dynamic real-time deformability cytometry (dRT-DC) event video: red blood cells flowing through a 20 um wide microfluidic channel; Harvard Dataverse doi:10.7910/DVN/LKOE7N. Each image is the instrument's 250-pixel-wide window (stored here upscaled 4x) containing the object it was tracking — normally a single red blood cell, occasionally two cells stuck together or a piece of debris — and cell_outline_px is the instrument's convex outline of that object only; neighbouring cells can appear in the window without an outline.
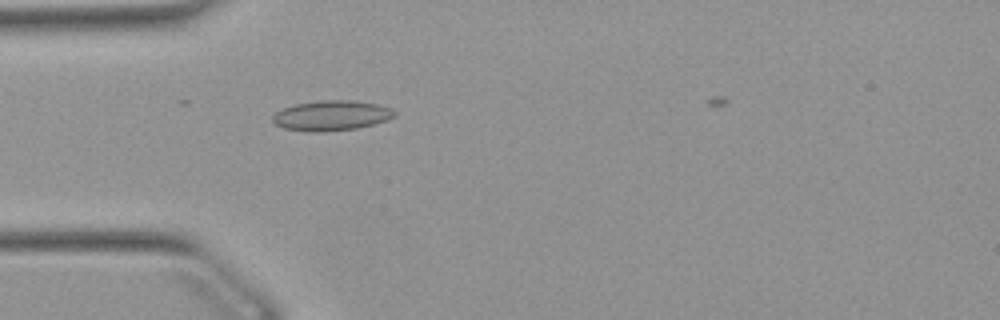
{"species": "Egyptian fruit bat (a non-hibernating species)", "species_latin": "Rousettus aegyptiacus", "temperature_condition": "warm", "stored_images_in_passage": 40, "camera_frame_rate_fps": 3000, "um_per_image_px": 0.085, "animal": {"sex": "female"}, "frame": {"image": 1, "passage_image": 6, "time_ms": 1.667, "image_size_px": [1000, 320], "cell_outline_px": [[396, 116], [388, 120], [356, 128], [284, 128], [276, 124], [272, 120], [272, 116], [276, 112], [284, 108], [296, 104], [320, 100], [352, 100], [376, 104], [392, 108], [396, 112]], "centroid_in_image_um": [28.25, 9.75], "position_along_channel_um": 56.7, "area_um2": 20.11}}
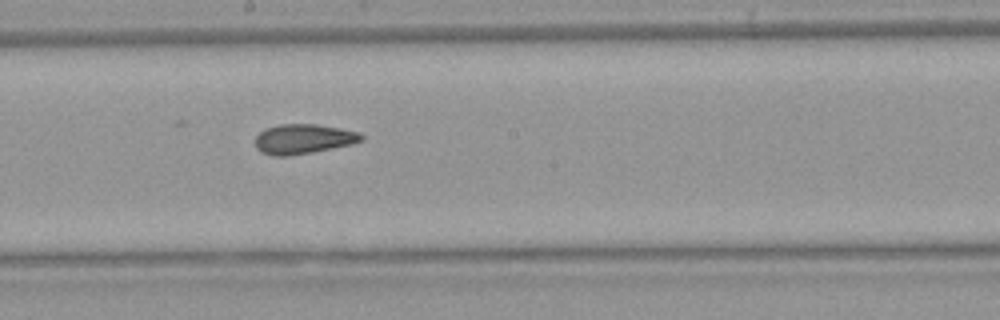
{"frame": {"image": 2, "passage_image": 19, "time_ms": 6.0, "image_size_px": [1000, 320], "cell_outline_px": [[364, 140], [352, 144], [312, 152], [288, 156], [272, 156], [260, 152], [256, 148], [256, 136], [264, 128], [280, 124], [316, 124], [340, 128], [360, 132], [364, 136]], "centroid_in_image_um": [25.78, 11.81], "position_along_channel_um": 222.4, "area_um2": 18.55}}
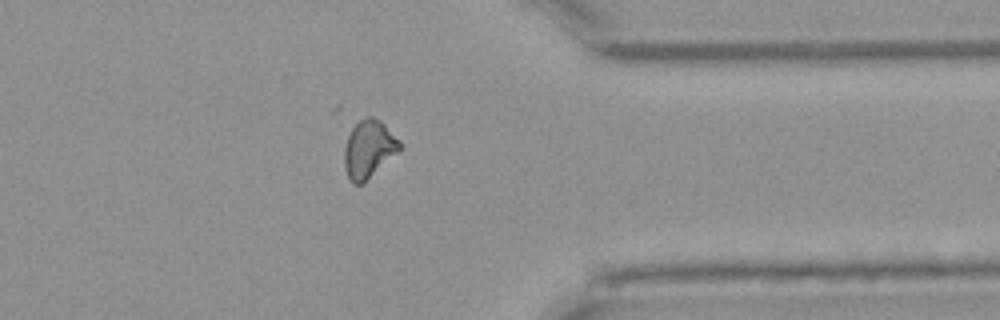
{"frame": {"image": 3, "passage_image": 32, "time_ms": 10.333, "image_size_px": [1000, 320], "cell_outline_px": [[400, 148], [396, 152], [360, 184], [352, 184], [344, 168], [344, 148], [348, 136], [352, 128], [360, 120], [368, 116], [372, 116], [380, 120], [400, 140]], "centroid_in_image_um": [31.3, 12.63], "position_along_channel_um": 380.1, "area_um2": 17.98}}